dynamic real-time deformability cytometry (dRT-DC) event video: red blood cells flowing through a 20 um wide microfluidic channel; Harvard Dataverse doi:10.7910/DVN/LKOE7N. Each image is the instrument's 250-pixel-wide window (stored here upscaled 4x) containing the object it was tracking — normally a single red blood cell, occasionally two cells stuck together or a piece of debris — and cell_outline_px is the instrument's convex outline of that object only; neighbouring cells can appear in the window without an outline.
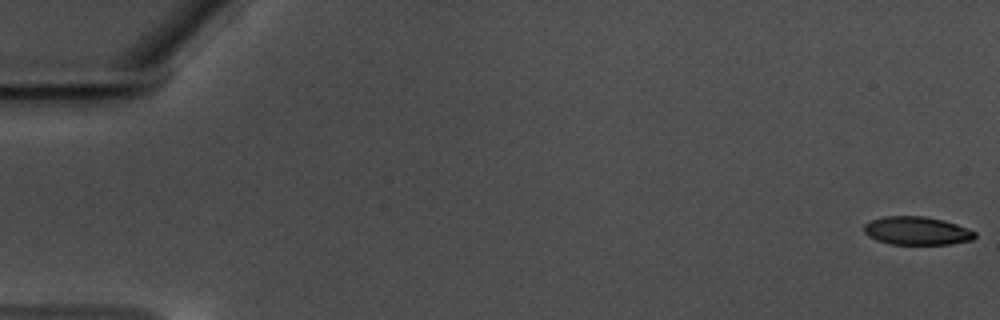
{"species": "common noctule bat (a hibernating species)", "species_latin": "Nyctalus noctula", "temperature_condition": "warm", "stored_images_in_passage": 60, "camera_frame_rate_fps": 3000, "um_per_image_px": 0.085, "animal": {"sex": "male", "body_mass_g": 17.5, "forearm_length_mm": 52.3}, "frame": {"image": 1, "passage_image": 1, "time_ms": 0.0, "image_size_px": [1000, 320], "cell_outline_px": [[976, 236], [972, 240], [948, 244], [888, 244], [876, 240], [868, 236], [864, 232], [864, 224], [872, 220], [884, 216], [924, 216], [944, 220], [956, 224], [976, 232]], "centroid_in_image_um": [77.91, 19.61], "position_along_channel_um": 7.1, "area_um2": 18.26}}
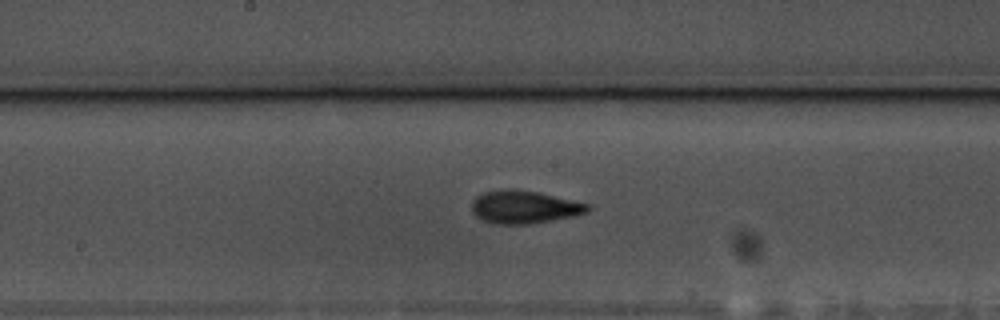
{"frame": {"image": 2, "passage_image": 32, "time_ms": 10.333, "image_size_px": [1000, 320], "cell_outline_px": [[588, 212], [572, 216], [552, 220], [528, 224], [492, 224], [476, 216], [472, 212], [472, 204], [476, 196], [484, 192], [504, 188], [512, 188], [540, 192], [588, 204]], "centroid_in_image_um": [44.51, 17.58], "position_along_channel_um": 203.7, "area_um2": 22.2}}
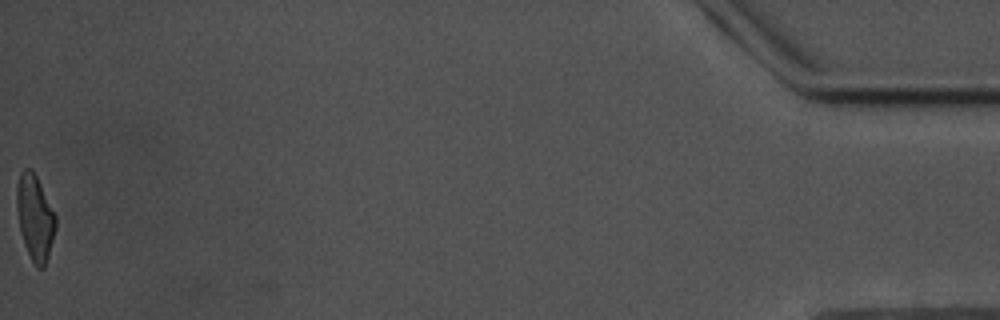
{"frame": {"image": 3, "passage_image": 60, "time_ms": 19.667, "image_size_px": [1000, 320], "cell_outline_px": [[56, 228], [48, 256], [44, 268], [36, 268], [24, 244], [20, 232], [16, 208], [16, 184], [20, 172], [24, 168], [32, 168], [56, 216]], "centroid_in_image_um": [2.95, 18.47], "position_along_channel_um": 432.2, "area_um2": 19.42}, "authors_computed_cell_mechanics": {"area_um2": 20.2011, "velocity_mm_per_s": 3.4918, "shape_relaxation_time_tau1_ms": 4.2738, "shape_relaxation_time_tau2_ms": 2.0028, "deformation_change_tau1": 0.1634, "deformation_change_tau2": 0.0923}}